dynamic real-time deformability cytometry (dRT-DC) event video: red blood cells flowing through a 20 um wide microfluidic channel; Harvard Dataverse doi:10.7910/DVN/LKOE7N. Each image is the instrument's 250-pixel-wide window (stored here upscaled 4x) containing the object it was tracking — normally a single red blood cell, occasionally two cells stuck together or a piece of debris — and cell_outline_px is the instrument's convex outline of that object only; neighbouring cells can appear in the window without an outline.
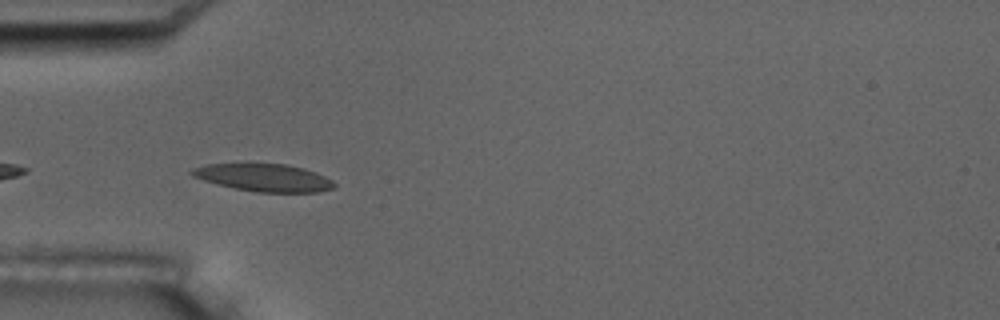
{"species": "common noctule bat (a hibernating species)", "species_latin": "Nyctalus noctula", "temperature_condition": "room temperature", "stored_images_in_passage": 5, "camera_frame_rate_fps": 3000, "um_per_image_px": 0.085, "animal": {"sex": "male", "body_mass_g": 17.5, "forearm_length_mm": 52.3}, "frame": {"image": 1, "passage_image": 4, "time_ms": 4.333, "image_size_px": [1000, 320], "cell_outline_px": [[336, 184], [332, 188], [316, 192], [256, 192], [216, 184], [192, 176], [188, 172], [192, 168], [204, 164], [284, 164], [304, 168], [316, 172], [332, 180]], "centroid_in_image_um": [22.4, 15.09], "position_along_channel_um": 62.6, "area_um2": 22.72}}